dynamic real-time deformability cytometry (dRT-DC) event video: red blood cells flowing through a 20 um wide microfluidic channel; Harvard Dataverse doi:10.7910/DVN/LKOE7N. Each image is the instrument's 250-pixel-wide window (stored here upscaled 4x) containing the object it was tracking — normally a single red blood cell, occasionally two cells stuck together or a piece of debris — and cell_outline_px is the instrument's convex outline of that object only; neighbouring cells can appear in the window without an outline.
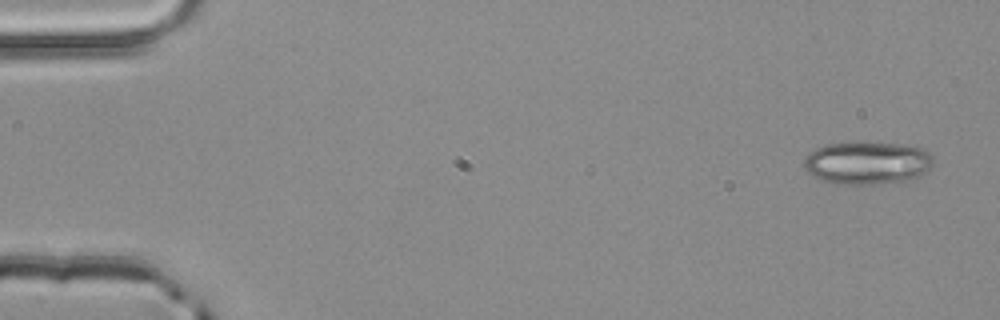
{"species": "common noctule bat (a hibernating species)", "species_latin": "Nyctalus noctula", "temperature_condition": "room temperature", "stored_images_in_passage": 4, "camera_frame_rate_fps": 3000, "um_per_image_px": 0.085, "animal": {"sex": "male", "body_mass_g": 20.4}, "frame": {"image": 1, "passage_image": 1, "time_ms": 0.0, "image_size_px": [1000, 320], "cell_outline_px": [[932, 164], [916, 180], [876, 184], [836, 184], [812, 176], [804, 168], [804, 160], [808, 152], [816, 148], [828, 144], [856, 140], [860, 140], [916, 144], [924, 148], [932, 156]], "centroid_in_image_um": [73.75, 13.8], "position_along_channel_um": 11.2, "area_um2": 33.52}}